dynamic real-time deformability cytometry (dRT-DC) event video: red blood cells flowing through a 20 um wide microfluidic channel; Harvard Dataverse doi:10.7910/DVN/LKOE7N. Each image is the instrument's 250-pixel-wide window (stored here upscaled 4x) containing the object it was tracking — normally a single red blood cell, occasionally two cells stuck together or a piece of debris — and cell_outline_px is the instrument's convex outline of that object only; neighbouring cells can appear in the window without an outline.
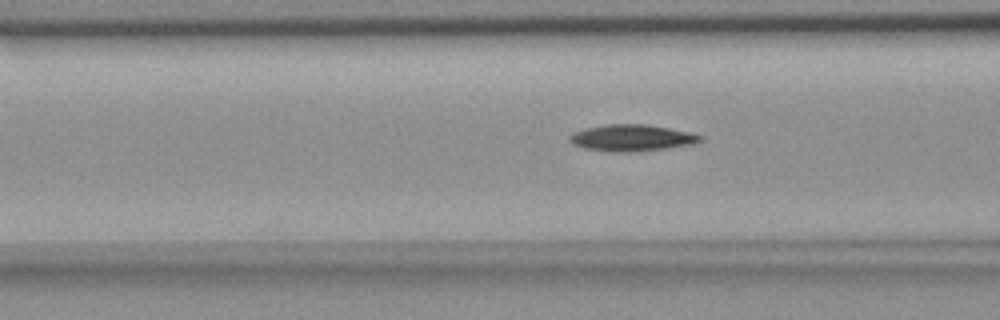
{"species": "common noctule bat (a hibernating species)", "species_latin": "Nyctalus noctula", "temperature_condition": "room temperature", "stored_images_in_passage": 39, "segment_of_instrument_passage": [1, 2], "camera_frame_rate_fps": 3000, "um_per_image_px": 0.085, "animal": {"sex": "female", "body_mass_g": 18.4}, "frame": {"image": 1, "passage_image": 4, "time_ms": 1.0, "image_size_px": [1000, 320], "cell_outline_px": [[700, 140], [692, 144], [664, 148], [620, 152], [616, 152], [584, 148], [568, 140], [568, 136], [572, 132], [584, 128], [604, 124], [648, 124], [688, 132], [700, 136]], "centroid_in_image_um": [53.6, 11.69], "position_along_channel_um": 113.0, "area_um2": 19.77}}
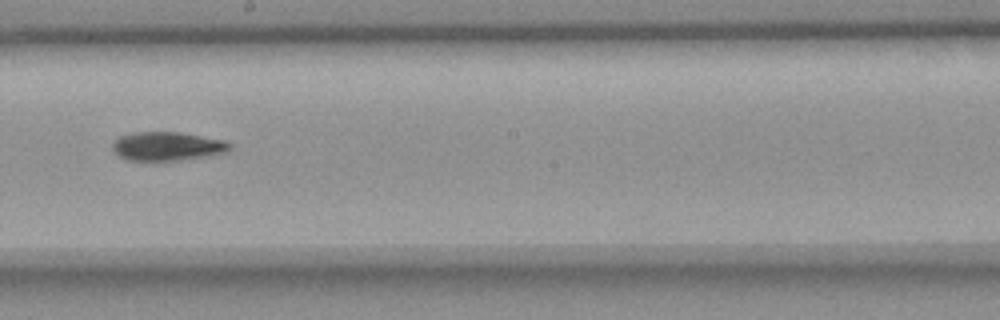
{"frame": {"image": 2, "passage_image": 14, "time_ms": 4.333, "image_size_px": [1000, 320], "cell_outline_px": [[232, 144], [224, 152], [200, 156], [172, 160], [128, 160], [120, 156], [112, 148], [112, 144], [120, 136], [136, 132], [180, 132], [224, 140]], "centroid_in_image_um": [14.17, 12.41], "position_along_channel_um": 234.0, "area_um2": 19.02}}
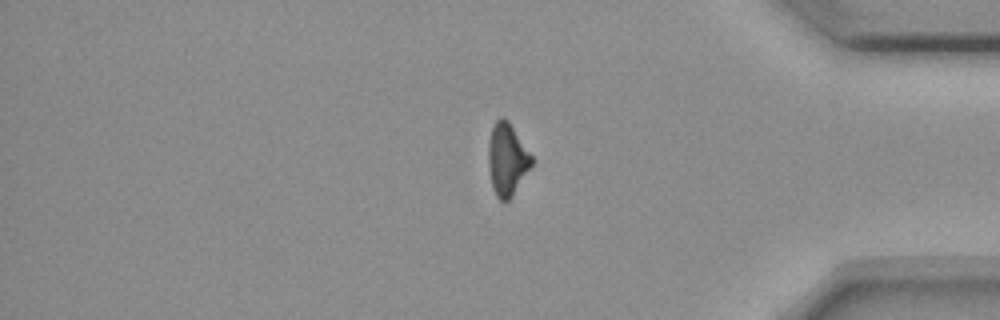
{"frame": {"image": 3, "passage_image": 29, "time_ms": 9.333, "image_size_px": [1000, 320], "cell_outline_px": [[532, 164], [512, 196], [504, 204], [496, 196], [492, 188], [488, 168], [488, 148], [492, 128], [496, 120], [500, 116], [504, 116], [508, 120], [532, 156]], "centroid_in_image_um": [43.07, 13.56], "position_along_channel_um": 392.1, "area_um2": 18.15}}